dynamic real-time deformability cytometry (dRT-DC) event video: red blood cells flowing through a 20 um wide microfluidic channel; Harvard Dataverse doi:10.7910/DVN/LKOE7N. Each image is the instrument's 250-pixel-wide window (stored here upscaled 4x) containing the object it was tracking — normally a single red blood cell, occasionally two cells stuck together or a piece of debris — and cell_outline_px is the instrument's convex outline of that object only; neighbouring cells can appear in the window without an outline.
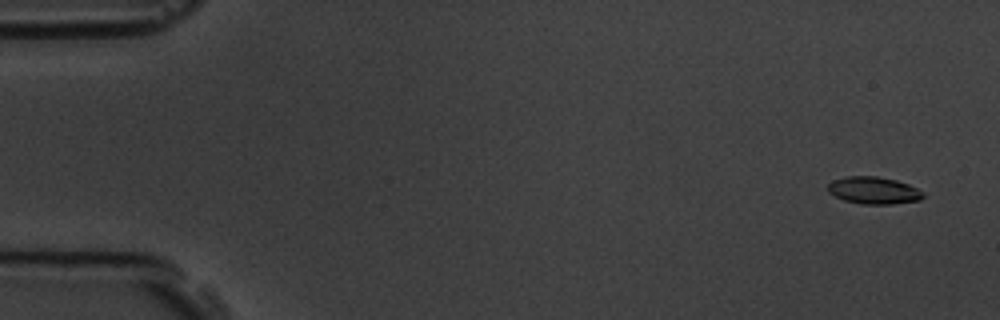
{"species": "common noctule bat (a hibernating species)", "species_latin": "Nyctalus noctula", "temperature_condition": "room temperature", "stored_images_in_passage": 4, "camera_frame_rate_fps": 3000, "um_per_image_px": 0.085, "animal": {"sex": "male", "body_mass_g": 19.5, "forearm_length_mm": 54.6}, "frame": {"image": 1, "passage_image": 1, "time_ms": 0.0, "image_size_px": [1000, 320], "cell_outline_px": [[924, 196], [920, 200], [892, 204], [860, 204], [844, 200], [828, 192], [828, 184], [832, 180], [848, 176], [876, 176], [896, 180], [908, 184], [916, 188]], "centroid_in_image_um": [74.23, 16.18], "position_along_channel_um": 10.8, "area_um2": 14.97}}
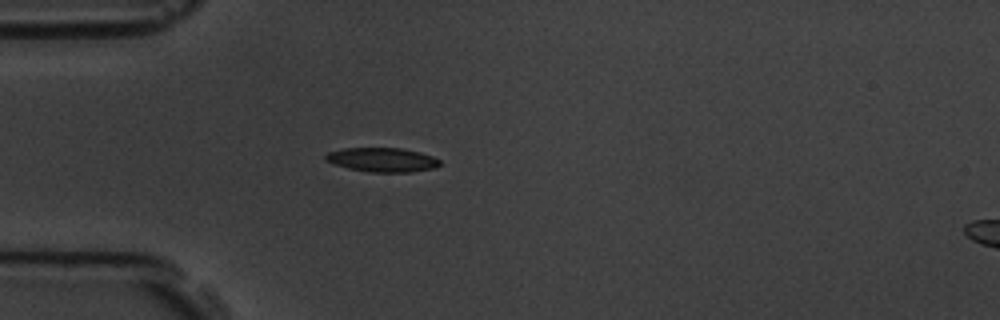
{"frame": {"image": 2, "passage_image": 4, "time_ms": 4.333, "image_size_px": [1000, 320], "cell_outline_px": [[440, 164], [436, 168], [408, 172], [368, 172], [348, 168], [324, 160], [324, 156], [328, 152], [344, 148], [400, 148], [420, 152], [432, 156], [440, 160]], "centroid_in_image_um": [32.49, 13.58], "position_along_channel_um": 52.5, "area_um2": 16.07}}